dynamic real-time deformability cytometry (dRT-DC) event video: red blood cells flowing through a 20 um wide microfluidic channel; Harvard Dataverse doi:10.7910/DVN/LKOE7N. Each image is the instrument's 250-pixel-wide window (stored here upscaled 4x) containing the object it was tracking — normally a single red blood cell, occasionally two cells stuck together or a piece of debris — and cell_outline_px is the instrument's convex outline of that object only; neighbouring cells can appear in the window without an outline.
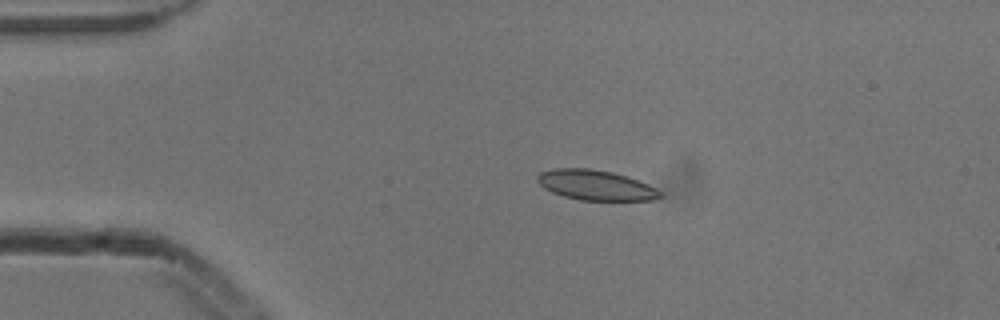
{"species": "common noctule bat (a hibernating species)", "species_latin": "Nyctalus noctula", "temperature_condition": "cold", "stored_images_in_passage": 4, "camera_frame_rate_fps": 3000, "um_per_image_px": 0.085, "animal": {"sex": "male", "body_mass_g": 13.3}, "frame": {"image": 1, "passage_image": 3, "time_ms": 0.667, "image_size_px": [1000, 320], "cell_outline_px": [[664, 196], [652, 200], [580, 200], [564, 196], [552, 192], [544, 188], [536, 180], [536, 176], [540, 172], [552, 168], [588, 168], [612, 172], [648, 184], [656, 188]], "centroid_in_image_um": [50.6, 15.73], "position_along_channel_um": 34.4, "area_um2": 21.44}}